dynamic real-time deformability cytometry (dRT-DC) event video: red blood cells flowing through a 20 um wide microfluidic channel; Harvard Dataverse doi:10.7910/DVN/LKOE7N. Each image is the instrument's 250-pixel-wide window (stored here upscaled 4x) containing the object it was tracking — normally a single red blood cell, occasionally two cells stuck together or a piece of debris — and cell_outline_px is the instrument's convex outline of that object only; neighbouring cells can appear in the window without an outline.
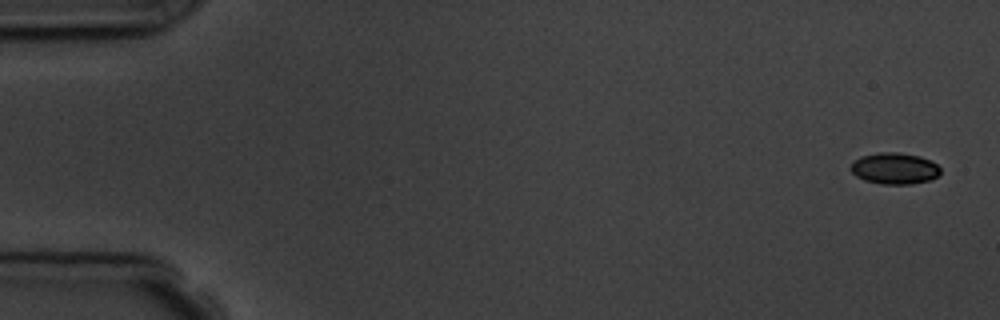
{"species": "common noctule bat (a hibernating species)", "species_latin": "Nyctalus noctula", "temperature_condition": "room temperature", "stored_images_in_passage": 6, "camera_frame_rate_fps": 3000, "um_per_image_px": 0.085, "animal": {"sex": "male", "body_mass_g": 19.5, "forearm_length_mm": 54.6}, "frame": {"image": 1, "passage_image": 1, "time_ms": 0.0, "image_size_px": [1000, 320], "cell_outline_px": [[940, 172], [932, 180], [912, 184], [884, 184], [864, 180], [856, 176], [852, 172], [852, 160], [860, 156], [880, 152], [896, 152], [920, 156], [936, 164], [940, 168]], "centroid_in_image_um": [76.02, 14.31], "position_along_channel_um": 9.0, "area_um2": 16.36}}
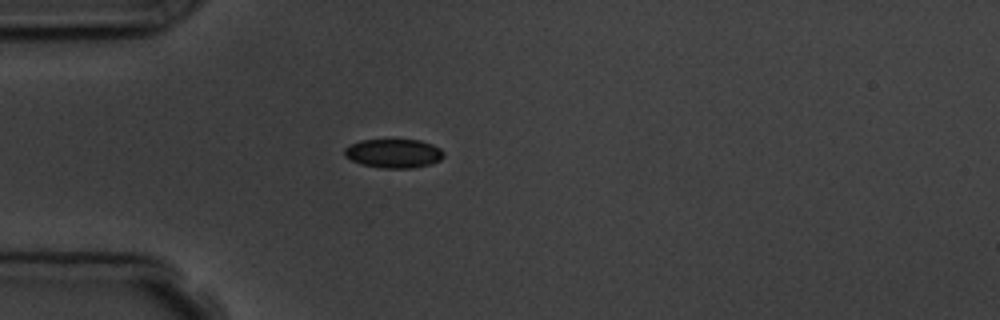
{"frame": {"image": 2, "passage_image": 5, "time_ms": 4.667, "image_size_px": [1000, 320], "cell_outline_px": [[444, 156], [440, 160], [432, 164], [412, 168], [380, 168], [360, 164], [344, 156], [344, 148], [360, 140], [420, 140], [432, 144], [440, 148], [444, 152]], "centroid_in_image_um": [33.47, 13.05], "position_along_channel_um": 51.5, "area_um2": 16.82}}